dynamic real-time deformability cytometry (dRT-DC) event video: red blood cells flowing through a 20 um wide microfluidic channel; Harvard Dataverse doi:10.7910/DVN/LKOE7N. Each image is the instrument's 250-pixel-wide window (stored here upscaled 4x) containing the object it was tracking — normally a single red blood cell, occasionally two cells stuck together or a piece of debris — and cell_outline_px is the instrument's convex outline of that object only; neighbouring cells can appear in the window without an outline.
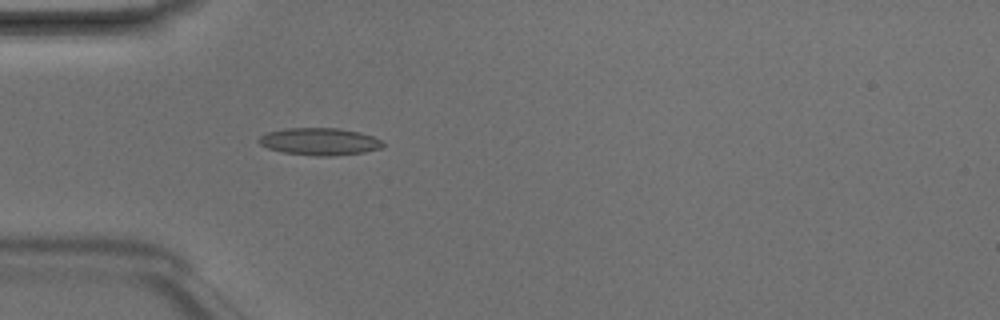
{"species": "Egyptian fruit bat (a non-hibernating species)", "species_latin": "Rousettus aegyptiacus", "temperature_condition": "room temperature", "stored_images_in_passage": 5, "camera_frame_rate_fps": 3000, "um_per_image_px": 0.085, "animal": {"sex": "male"}, "frame": {"image": 1, "passage_image": 5, "time_ms": 1.333, "image_size_px": [1000, 320], "cell_outline_px": [[384, 144], [380, 148], [364, 152], [328, 156], [316, 156], [280, 152], [268, 148], [260, 144], [256, 140], [260, 136], [268, 132], [284, 128], [340, 128], [360, 132], [372, 136], [380, 140]], "centroid_in_image_um": [27.12, 12.03], "position_along_channel_um": 57.9, "area_um2": 19.71}}